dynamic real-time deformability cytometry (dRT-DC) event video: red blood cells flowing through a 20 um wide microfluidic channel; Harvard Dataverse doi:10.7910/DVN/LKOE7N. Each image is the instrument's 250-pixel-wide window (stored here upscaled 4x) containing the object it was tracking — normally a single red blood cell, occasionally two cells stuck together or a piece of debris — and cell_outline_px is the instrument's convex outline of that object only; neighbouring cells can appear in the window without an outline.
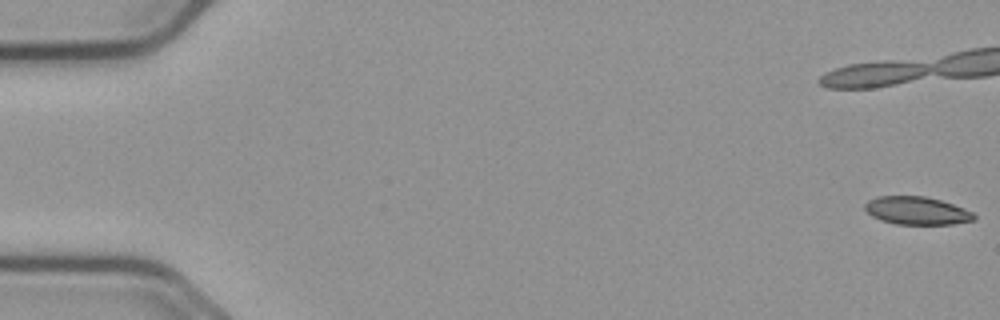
{"species": "common noctule bat (a hibernating species)", "species_latin": "Nyctalus noctula", "temperature_condition": "cold", "stored_images_in_passage": 57, "camera_frame_rate_fps": 3000, "um_per_image_px": 0.085, "animal": {"sex": "male", "body_mass_g": 23.1, "forearm_length_mm": 52.7}, "frame": {"image": 1, "passage_image": 1, "time_ms": 0.0, "image_size_px": [1000, 320], "cell_outline_px": [[976, 220], [952, 224], [896, 224], [880, 220], [872, 216], [864, 208], [864, 204], [868, 200], [876, 196], [924, 196], [940, 200], [964, 208], [972, 212], [976, 216]], "centroid_in_image_um": [77.92, 17.9], "position_along_channel_um": 7.1, "area_um2": 17.8}}